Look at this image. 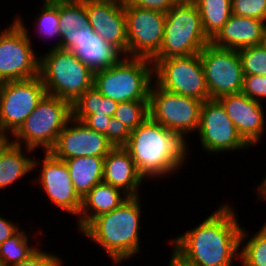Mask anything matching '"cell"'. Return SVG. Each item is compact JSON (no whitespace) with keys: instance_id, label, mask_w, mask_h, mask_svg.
I'll use <instances>...</instances> for the list:
<instances>
[{"instance_id":"2e32d148","label":"cell","mask_w":266,"mask_h":266,"mask_svg":"<svg viewBox=\"0 0 266 266\" xmlns=\"http://www.w3.org/2000/svg\"><path fill=\"white\" fill-rule=\"evenodd\" d=\"M113 148L103 133L72 117L50 152L58 159L67 160L85 156L105 157Z\"/></svg>"},{"instance_id":"9c48e42d","label":"cell","mask_w":266,"mask_h":266,"mask_svg":"<svg viewBox=\"0 0 266 266\" xmlns=\"http://www.w3.org/2000/svg\"><path fill=\"white\" fill-rule=\"evenodd\" d=\"M202 103L197 98L167 91L153 81L148 98V117L189 140L188 135L198 131Z\"/></svg>"},{"instance_id":"60d3db41","label":"cell","mask_w":266,"mask_h":266,"mask_svg":"<svg viewBox=\"0 0 266 266\" xmlns=\"http://www.w3.org/2000/svg\"><path fill=\"white\" fill-rule=\"evenodd\" d=\"M255 194L257 192V200L260 199V201H263V199L266 201V174L265 177L263 178L262 182L259 183L258 186L255 188Z\"/></svg>"},{"instance_id":"8d00e7d4","label":"cell","mask_w":266,"mask_h":266,"mask_svg":"<svg viewBox=\"0 0 266 266\" xmlns=\"http://www.w3.org/2000/svg\"><path fill=\"white\" fill-rule=\"evenodd\" d=\"M176 2V0H124V3L163 13L168 12Z\"/></svg>"},{"instance_id":"ffe728a7","label":"cell","mask_w":266,"mask_h":266,"mask_svg":"<svg viewBox=\"0 0 266 266\" xmlns=\"http://www.w3.org/2000/svg\"><path fill=\"white\" fill-rule=\"evenodd\" d=\"M143 181L144 178L124 147H114L104 157L103 182L122 190L129 197H136L141 196L140 186Z\"/></svg>"},{"instance_id":"44dd1931","label":"cell","mask_w":266,"mask_h":266,"mask_svg":"<svg viewBox=\"0 0 266 266\" xmlns=\"http://www.w3.org/2000/svg\"><path fill=\"white\" fill-rule=\"evenodd\" d=\"M60 48L73 49L81 39L92 34L85 0H59Z\"/></svg>"},{"instance_id":"d4e9b609","label":"cell","mask_w":266,"mask_h":266,"mask_svg":"<svg viewBox=\"0 0 266 266\" xmlns=\"http://www.w3.org/2000/svg\"><path fill=\"white\" fill-rule=\"evenodd\" d=\"M75 192L81 199L103 181L104 157L85 156L64 160Z\"/></svg>"},{"instance_id":"5b68a950","label":"cell","mask_w":266,"mask_h":266,"mask_svg":"<svg viewBox=\"0 0 266 266\" xmlns=\"http://www.w3.org/2000/svg\"><path fill=\"white\" fill-rule=\"evenodd\" d=\"M39 76L47 94L71 104L92 88L94 82V72L71 50L61 48H50L40 56Z\"/></svg>"},{"instance_id":"4fadbf2b","label":"cell","mask_w":266,"mask_h":266,"mask_svg":"<svg viewBox=\"0 0 266 266\" xmlns=\"http://www.w3.org/2000/svg\"><path fill=\"white\" fill-rule=\"evenodd\" d=\"M197 133L200 146L209 155L251 148L238 134L218 99H208L202 103Z\"/></svg>"},{"instance_id":"7c38bea8","label":"cell","mask_w":266,"mask_h":266,"mask_svg":"<svg viewBox=\"0 0 266 266\" xmlns=\"http://www.w3.org/2000/svg\"><path fill=\"white\" fill-rule=\"evenodd\" d=\"M199 55L210 99L242 92L244 73L238 50L209 43Z\"/></svg>"},{"instance_id":"30bf717a","label":"cell","mask_w":266,"mask_h":266,"mask_svg":"<svg viewBox=\"0 0 266 266\" xmlns=\"http://www.w3.org/2000/svg\"><path fill=\"white\" fill-rule=\"evenodd\" d=\"M151 61L153 79L159 87L203 102L210 99L199 53Z\"/></svg>"},{"instance_id":"3957f363","label":"cell","mask_w":266,"mask_h":266,"mask_svg":"<svg viewBox=\"0 0 266 266\" xmlns=\"http://www.w3.org/2000/svg\"><path fill=\"white\" fill-rule=\"evenodd\" d=\"M140 196L128 197L119 207L95 217L80 233L94 242L118 266L140 255L143 215Z\"/></svg>"},{"instance_id":"ab89813d","label":"cell","mask_w":266,"mask_h":266,"mask_svg":"<svg viewBox=\"0 0 266 266\" xmlns=\"http://www.w3.org/2000/svg\"><path fill=\"white\" fill-rule=\"evenodd\" d=\"M171 258L169 260L168 266H194L189 259H187L178 249H176L172 244Z\"/></svg>"},{"instance_id":"1f68e13d","label":"cell","mask_w":266,"mask_h":266,"mask_svg":"<svg viewBox=\"0 0 266 266\" xmlns=\"http://www.w3.org/2000/svg\"><path fill=\"white\" fill-rule=\"evenodd\" d=\"M244 76H266V45L265 43L248 46L238 50Z\"/></svg>"},{"instance_id":"603a6c76","label":"cell","mask_w":266,"mask_h":266,"mask_svg":"<svg viewBox=\"0 0 266 266\" xmlns=\"http://www.w3.org/2000/svg\"><path fill=\"white\" fill-rule=\"evenodd\" d=\"M71 51L93 72L115 65L124 56L95 32L81 39Z\"/></svg>"},{"instance_id":"d6986e66","label":"cell","mask_w":266,"mask_h":266,"mask_svg":"<svg viewBox=\"0 0 266 266\" xmlns=\"http://www.w3.org/2000/svg\"><path fill=\"white\" fill-rule=\"evenodd\" d=\"M266 22L232 14L210 43L218 48L239 50L263 44Z\"/></svg>"},{"instance_id":"e0dca14e","label":"cell","mask_w":266,"mask_h":266,"mask_svg":"<svg viewBox=\"0 0 266 266\" xmlns=\"http://www.w3.org/2000/svg\"><path fill=\"white\" fill-rule=\"evenodd\" d=\"M85 7L93 31L127 56L124 0H85Z\"/></svg>"},{"instance_id":"f35d334b","label":"cell","mask_w":266,"mask_h":266,"mask_svg":"<svg viewBox=\"0 0 266 266\" xmlns=\"http://www.w3.org/2000/svg\"><path fill=\"white\" fill-rule=\"evenodd\" d=\"M17 224L0 215V245L21 228Z\"/></svg>"},{"instance_id":"7402d4cb","label":"cell","mask_w":266,"mask_h":266,"mask_svg":"<svg viewBox=\"0 0 266 266\" xmlns=\"http://www.w3.org/2000/svg\"><path fill=\"white\" fill-rule=\"evenodd\" d=\"M122 190L105 182L95 185L82 199V206L77 220L81 232L95 217L111 212L128 199Z\"/></svg>"},{"instance_id":"74e56055","label":"cell","mask_w":266,"mask_h":266,"mask_svg":"<svg viewBox=\"0 0 266 266\" xmlns=\"http://www.w3.org/2000/svg\"><path fill=\"white\" fill-rule=\"evenodd\" d=\"M111 117L107 115H87L81 122L94 131L105 135V128L108 127Z\"/></svg>"},{"instance_id":"ba28073f","label":"cell","mask_w":266,"mask_h":266,"mask_svg":"<svg viewBox=\"0 0 266 266\" xmlns=\"http://www.w3.org/2000/svg\"><path fill=\"white\" fill-rule=\"evenodd\" d=\"M21 15L0 30V82L27 80L39 76L40 55L34 52L32 37Z\"/></svg>"},{"instance_id":"4dcf8cb0","label":"cell","mask_w":266,"mask_h":266,"mask_svg":"<svg viewBox=\"0 0 266 266\" xmlns=\"http://www.w3.org/2000/svg\"><path fill=\"white\" fill-rule=\"evenodd\" d=\"M130 132L148 118V101H127L118 103L114 113Z\"/></svg>"},{"instance_id":"52a82bcc","label":"cell","mask_w":266,"mask_h":266,"mask_svg":"<svg viewBox=\"0 0 266 266\" xmlns=\"http://www.w3.org/2000/svg\"><path fill=\"white\" fill-rule=\"evenodd\" d=\"M165 16L161 48L152 59L197 54L210 43L204 33L199 10L193 1L176 2Z\"/></svg>"},{"instance_id":"4316f807","label":"cell","mask_w":266,"mask_h":266,"mask_svg":"<svg viewBox=\"0 0 266 266\" xmlns=\"http://www.w3.org/2000/svg\"><path fill=\"white\" fill-rule=\"evenodd\" d=\"M118 103L111 98L104 97L94 87L84 92L72 104V117L82 121L87 115L114 116Z\"/></svg>"},{"instance_id":"83f0119b","label":"cell","mask_w":266,"mask_h":266,"mask_svg":"<svg viewBox=\"0 0 266 266\" xmlns=\"http://www.w3.org/2000/svg\"><path fill=\"white\" fill-rule=\"evenodd\" d=\"M248 233L251 234L242 226L239 261L241 266H266V222L254 233L255 235Z\"/></svg>"},{"instance_id":"5bb4252c","label":"cell","mask_w":266,"mask_h":266,"mask_svg":"<svg viewBox=\"0 0 266 266\" xmlns=\"http://www.w3.org/2000/svg\"><path fill=\"white\" fill-rule=\"evenodd\" d=\"M127 56L152 59L163 41L165 13L124 3Z\"/></svg>"},{"instance_id":"cb8c5ba5","label":"cell","mask_w":266,"mask_h":266,"mask_svg":"<svg viewBox=\"0 0 266 266\" xmlns=\"http://www.w3.org/2000/svg\"><path fill=\"white\" fill-rule=\"evenodd\" d=\"M24 149V150H23ZM35 150L9 141L0 151V189L12 186L17 180L33 172ZM29 153V154H28Z\"/></svg>"},{"instance_id":"7bdbcfd3","label":"cell","mask_w":266,"mask_h":266,"mask_svg":"<svg viewBox=\"0 0 266 266\" xmlns=\"http://www.w3.org/2000/svg\"><path fill=\"white\" fill-rule=\"evenodd\" d=\"M177 2H182V1H194V0H176Z\"/></svg>"},{"instance_id":"ac0fdd59","label":"cell","mask_w":266,"mask_h":266,"mask_svg":"<svg viewBox=\"0 0 266 266\" xmlns=\"http://www.w3.org/2000/svg\"><path fill=\"white\" fill-rule=\"evenodd\" d=\"M234 123L238 134L252 148L261 140L266 130L264 104L245 96L242 92L218 98Z\"/></svg>"},{"instance_id":"e575fe53","label":"cell","mask_w":266,"mask_h":266,"mask_svg":"<svg viewBox=\"0 0 266 266\" xmlns=\"http://www.w3.org/2000/svg\"><path fill=\"white\" fill-rule=\"evenodd\" d=\"M63 259L58 257L54 252L43 251L38 248L24 261L10 264L8 266H62Z\"/></svg>"},{"instance_id":"b9f144b4","label":"cell","mask_w":266,"mask_h":266,"mask_svg":"<svg viewBox=\"0 0 266 266\" xmlns=\"http://www.w3.org/2000/svg\"><path fill=\"white\" fill-rule=\"evenodd\" d=\"M10 141V137L0 133V151Z\"/></svg>"},{"instance_id":"7a4b0ae2","label":"cell","mask_w":266,"mask_h":266,"mask_svg":"<svg viewBox=\"0 0 266 266\" xmlns=\"http://www.w3.org/2000/svg\"><path fill=\"white\" fill-rule=\"evenodd\" d=\"M188 142L180 133L168 130L148 117L130 132L124 148L144 180L156 181V178H169L178 173L183 164L186 166L191 152Z\"/></svg>"},{"instance_id":"f1b7e54d","label":"cell","mask_w":266,"mask_h":266,"mask_svg":"<svg viewBox=\"0 0 266 266\" xmlns=\"http://www.w3.org/2000/svg\"><path fill=\"white\" fill-rule=\"evenodd\" d=\"M43 1V2H42ZM42 6L40 7V12L32 23L36 26V31L38 30V35L41 39H50L56 43L51 45V48H60V32H59V0H41Z\"/></svg>"},{"instance_id":"9a60e30c","label":"cell","mask_w":266,"mask_h":266,"mask_svg":"<svg viewBox=\"0 0 266 266\" xmlns=\"http://www.w3.org/2000/svg\"><path fill=\"white\" fill-rule=\"evenodd\" d=\"M43 153L41 161L33 157V171L35 168H40V174L35 177L36 180L33 178L34 185L40 184V188L50 199L51 205L72 214L71 216L78 217L82 199L75 192L66 163L56 158L50 151Z\"/></svg>"},{"instance_id":"836d02e7","label":"cell","mask_w":266,"mask_h":266,"mask_svg":"<svg viewBox=\"0 0 266 266\" xmlns=\"http://www.w3.org/2000/svg\"><path fill=\"white\" fill-rule=\"evenodd\" d=\"M242 93L258 102L266 99V76L247 75L244 76Z\"/></svg>"},{"instance_id":"d6a6232c","label":"cell","mask_w":266,"mask_h":266,"mask_svg":"<svg viewBox=\"0 0 266 266\" xmlns=\"http://www.w3.org/2000/svg\"><path fill=\"white\" fill-rule=\"evenodd\" d=\"M232 14L266 22V0H231Z\"/></svg>"},{"instance_id":"8fae6325","label":"cell","mask_w":266,"mask_h":266,"mask_svg":"<svg viewBox=\"0 0 266 266\" xmlns=\"http://www.w3.org/2000/svg\"><path fill=\"white\" fill-rule=\"evenodd\" d=\"M46 94L40 76L0 82V133L11 137Z\"/></svg>"},{"instance_id":"f546056e","label":"cell","mask_w":266,"mask_h":266,"mask_svg":"<svg viewBox=\"0 0 266 266\" xmlns=\"http://www.w3.org/2000/svg\"><path fill=\"white\" fill-rule=\"evenodd\" d=\"M27 234L24 229H19L0 245V266L24 261L40 247L30 244V232Z\"/></svg>"},{"instance_id":"8992f818","label":"cell","mask_w":266,"mask_h":266,"mask_svg":"<svg viewBox=\"0 0 266 266\" xmlns=\"http://www.w3.org/2000/svg\"><path fill=\"white\" fill-rule=\"evenodd\" d=\"M72 118V104L57 96L46 94L21 127L10 137L14 144L50 151L68 121Z\"/></svg>"},{"instance_id":"484cf974","label":"cell","mask_w":266,"mask_h":266,"mask_svg":"<svg viewBox=\"0 0 266 266\" xmlns=\"http://www.w3.org/2000/svg\"><path fill=\"white\" fill-rule=\"evenodd\" d=\"M205 35L211 40L232 15L231 0H194Z\"/></svg>"},{"instance_id":"6da1fadb","label":"cell","mask_w":266,"mask_h":266,"mask_svg":"<svg viewBox=\"0 0 266 266\" xmlns=\"http://www.w3.org/2000/svg\"><path fill=\"white\" fill-rule=\"evenodd\" d=\"M235 211L231 204L223 203L201 223L168 242L194 266H233L235 260L240 261L242 229Z\"/></svg>"},{"instance_id":"d590c367","label":"cell","mask_w":266,"mask_h":266,"mask_svg":"<svg viewBox=\"0 0 266 266\" xmlns=\"http://www.w3.org/2000/svg\"><path fill=\"white\" fill-rule=\"evenodd\" d=\"M105 136L113 147H124L130 137V131L115 117H111L105 128Z\"/></svg>"},{"instance_id":"277c9868","label":"cell","mask_w":266,"mask_h":266,"mask_svg":"<svg viewBox=\"0 0 266 266\" xmlns=\"http://www.w3.org/2000/svg\"><path fill=\"white\" fill-rule=\"evenodd\" d=\"M153 81L150 59L123 56L115 65L94 72L93 87L117 103L148 101Z\"/></svg>"}]
</instances>
